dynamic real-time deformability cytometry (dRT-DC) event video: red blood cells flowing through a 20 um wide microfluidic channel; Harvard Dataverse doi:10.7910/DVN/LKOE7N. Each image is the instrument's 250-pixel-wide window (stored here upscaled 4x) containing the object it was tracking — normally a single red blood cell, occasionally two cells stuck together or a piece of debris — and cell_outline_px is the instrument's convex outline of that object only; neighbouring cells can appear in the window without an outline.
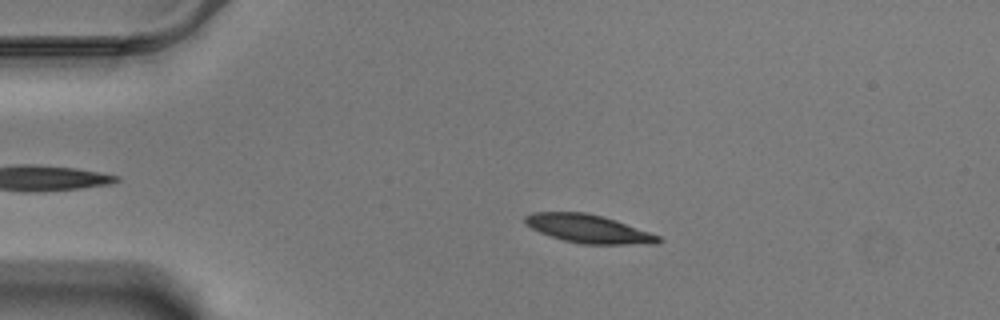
{"species": "Egyptian fruit bat (a non-hibernating species)", "species_latin": "Rousettus aegyptiacus", "temperature_condition": "warm", "stored_images_in_passage": 51, "camera_frame_rate_fps": 3000, "um_per_image_px": 0.085, "animal": {"sex": "male"}, "frame": {"image": 1, "passage_image": 12, "time_ms": 3.667, "image_size_px": [1000, 320], "cell_outline_px": [[664, 240], [656, 244], [580, 244], [564, 240], [540, 232], [532, 228], [524, 220], [524, 216], [532, 212], [588, 212], [604, 216], [616, 220], [660, 236]], "centroid_in_image_um": [50.05, 19.44], "position_along_channel_um": 34.9, "area_um2": 21.96}}
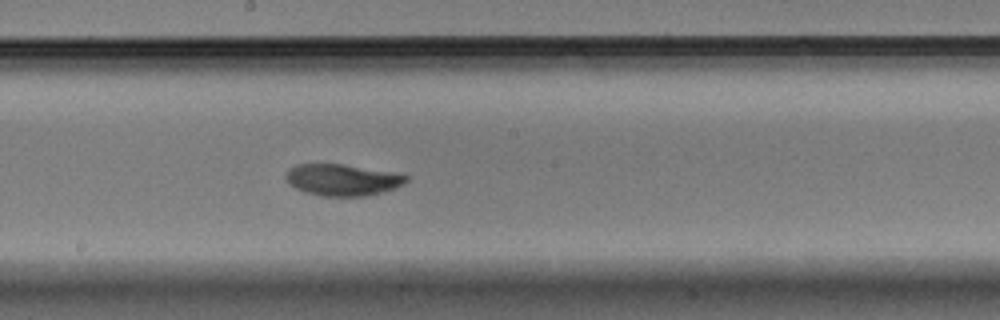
{"frame": {"image": 2, "passage_image": 32, "time_ms": 10.333, "image_size_px": [1000, 320], "cell_outline_px": [[408, 180], [404, 184], [396, 188], [368, 196], [320, 196], [304, 192], [288, 184], [284, 176], [288, 168], [296, 164], [344, 164], [396, 172], [408, 176]], "centroid_in_image_um": [29.1, 15.28], "position_along_channel_um": 219.1, "area_um2": 22.54}}
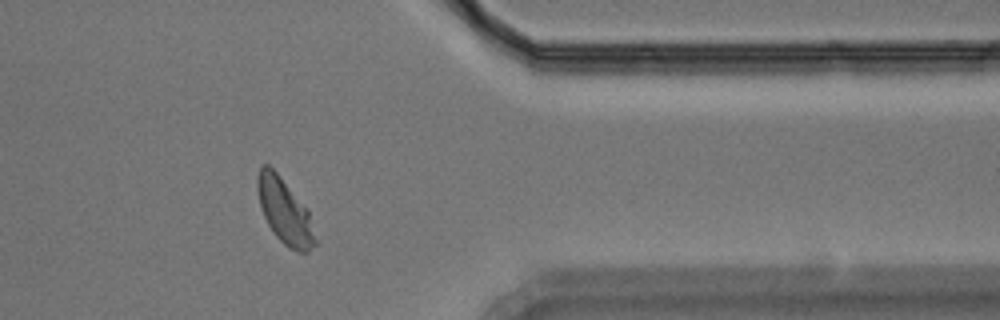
{"frame": {"image": 3, "passage_image": 48, "time_ms": 15.667, "image_size_px": [1000, 320], "cell_outline_px": [[316, 244], [308, 252], [300, 252], [288, 248], [276, 236], [268, 224], [264, 216], [260, 204], [256, 188], [256, 176], [260, 164], [268, 164], [276, 172], [308, 208], [316, 240]], "centroid_in_image_um": [24.18, 17.93], "position_along_channel_um": 387.2, "area_um2": 21.96}, "authors_computed_cell_mechanics": {"area_um2": 22.0796, "velocity_mm_per_s": 3.4166, "shape_relaxation_time_tau1_ms": 5.0305, "shape_relaxation_time_tau2_ms": 0.8091, "deformation_change_tau1": 0.1676, "deformation_change_tau2": 0.0375}}